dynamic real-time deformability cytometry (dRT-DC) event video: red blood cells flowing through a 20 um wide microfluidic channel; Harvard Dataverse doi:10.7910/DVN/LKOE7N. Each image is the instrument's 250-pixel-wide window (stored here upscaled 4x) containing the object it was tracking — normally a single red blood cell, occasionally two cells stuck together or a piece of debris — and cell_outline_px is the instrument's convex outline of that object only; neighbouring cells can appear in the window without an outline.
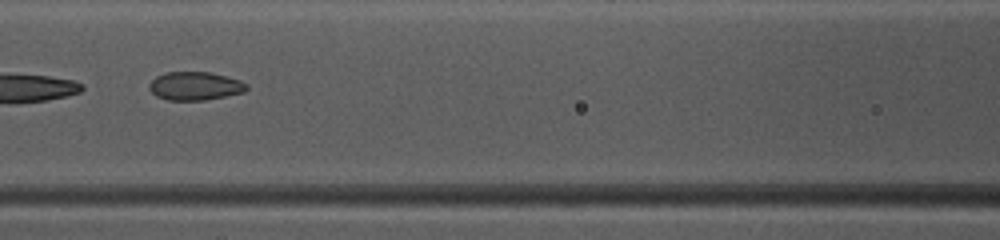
{"species": "common noctule bat (a hibernating species)", "species_latin": "Nyctalus noctula", "temperature_condition": "warm", "stored_images_in_passage": 44, "camera_frame_rate_fps": 3000, "um_per_image_px": 0.085, "animal": {"sex": "female", "body_mass_g": 10.0, "forearm_length_mm": 53.1}, "frame": {"image": 1, "passage_image": 19, "time_ms": 6.0, "image_size_px": [1000, 240], "cell_outline_px": [[248, 88], [244, 92], [204, 100], [168, 100], [156, 96], [148, 88], [148, 84], [156, 76], [168, 72], [212, 72], [240, 80], [248, 84]], "centroid_in_image_um": [16.57, 7.3], "position_along_channel_um": 150.0, "area_um2": 16.13}, "authors_computed_cell_mechanics": {"area_um2": 18.7561, "velocity_mm_per_s": 4.1495, "shape_relaxation_time_tau1_ms": null, "shape_relaxation_time_tau2_ms": 1.7294, "deformation_change_tau1": null, "deformation_change_tau2": 0.044}}